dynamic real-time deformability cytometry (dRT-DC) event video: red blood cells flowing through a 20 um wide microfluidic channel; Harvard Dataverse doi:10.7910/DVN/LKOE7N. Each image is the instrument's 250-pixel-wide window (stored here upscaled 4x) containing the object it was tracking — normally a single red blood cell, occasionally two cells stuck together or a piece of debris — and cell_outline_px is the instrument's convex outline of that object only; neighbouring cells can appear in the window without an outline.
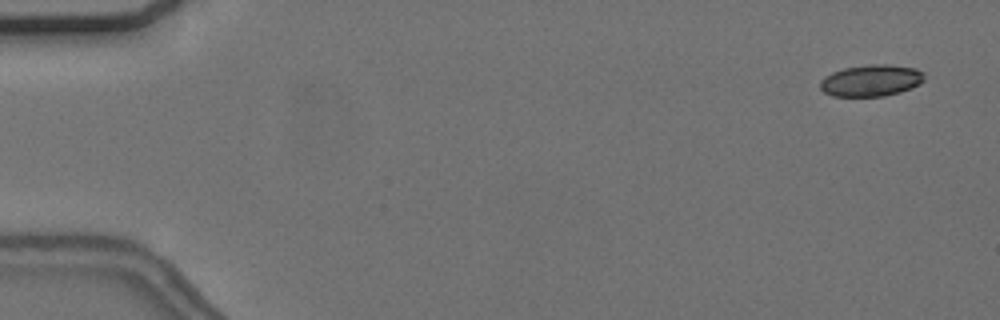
{"species": "common noctule bat (a hibernating species)", "species_latin": "Nyctalus noctula", "temperature_condition": "cold", "stored_images_in_passage": 22, "camera_frame_rate_fps": 3000, "um_per_image_px": 0.085, "animal": {"sex": "female", "body_mass_g": 24.6, "forearm_length_mm": 56.2}, "frame": {"image": 1, "passage_image": 3, "time_ms": 0.667, "image_size_px": [1000, 320], "cell_outline_px": [[924, 80], [920, 84], [912, 88], [900, 92], [884, 96], [832, 96], [824, 92], [820, 88], [820, 80], [824, 76], [832, 72], [844, 68], [868, 64], [888, 64], [916, 68], [924, 72]], "centroid_in_image_um": [74.05, 6.84], "position_along_channel_um": 10.9, "area_um2": 19.42}}
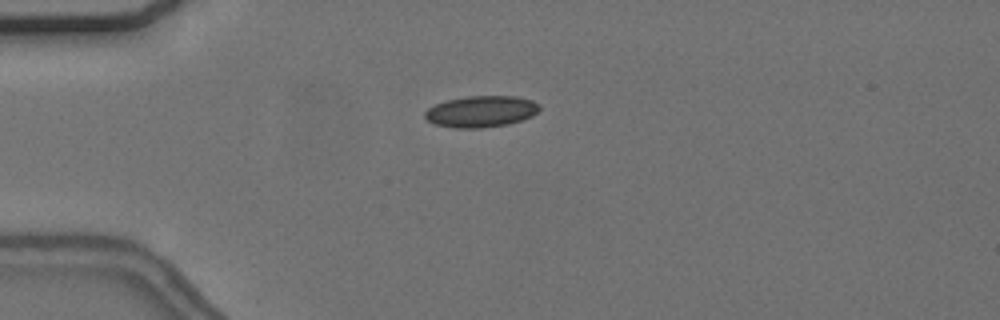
{"frame": {"image": 2, "passage_image": 15, "time_ms": 4.667, "image_size_px": [1000, 320], "cell_outline_px": [[540, 108], [532, 116], [508, 124], [480, 128], [456, 128], [432, 124], [424, 116], [424, 112], [428, 108], [436, 104], [448, 100], [468, 96], [516, 96], [532, 100], [540, 104]], "centroid_in_image_um": [40.88, 9.47], "position_along_channel_um": 44.1, "area_um2": 20.92}}